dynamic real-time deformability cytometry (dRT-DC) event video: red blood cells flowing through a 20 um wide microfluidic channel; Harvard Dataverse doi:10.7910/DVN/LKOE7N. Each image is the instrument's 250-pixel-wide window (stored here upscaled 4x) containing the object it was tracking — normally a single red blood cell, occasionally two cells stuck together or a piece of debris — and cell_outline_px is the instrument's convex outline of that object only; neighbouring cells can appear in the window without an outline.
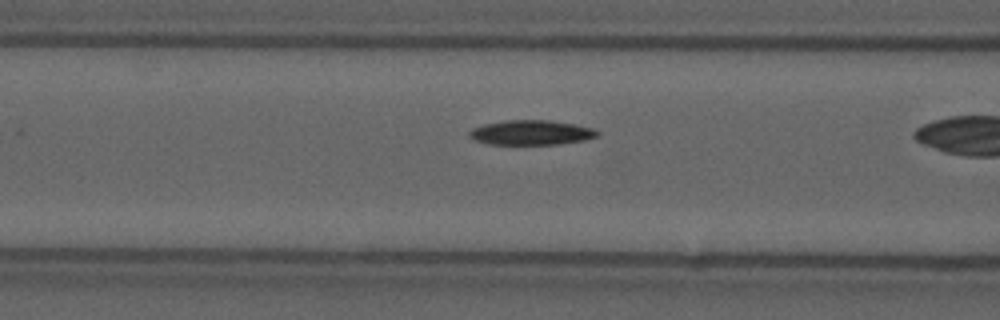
{"species": "common noctule bat (a hibernating species)", "species_latin": "Nyctalus noctula", "temperature_condition": "cold", "stored_images_in_passage": 14, "camera_frame_rate_fps": 3000, "um_per_image_px": 0.085, "animal": {"sex": "male", "forearm_length_mm": 52.5}, "frame": {"image": 1, "passage_image": 10, "time_ms": 3.0, "image_size_px": [1000, 320], "cell_outline_px": [[600, 136], [584, 140], [560, 144], [488, 144], [476, 140], [468, 136], [468, 132], [472, 128], [484, 124], [508, 120], [548, 120], [572, 124], [592, 128], [600, 132]], "centroid_in_image_um": [45.16, 11.27], "position_along_channel_um": 121.4, "area_um2": 18.38}}